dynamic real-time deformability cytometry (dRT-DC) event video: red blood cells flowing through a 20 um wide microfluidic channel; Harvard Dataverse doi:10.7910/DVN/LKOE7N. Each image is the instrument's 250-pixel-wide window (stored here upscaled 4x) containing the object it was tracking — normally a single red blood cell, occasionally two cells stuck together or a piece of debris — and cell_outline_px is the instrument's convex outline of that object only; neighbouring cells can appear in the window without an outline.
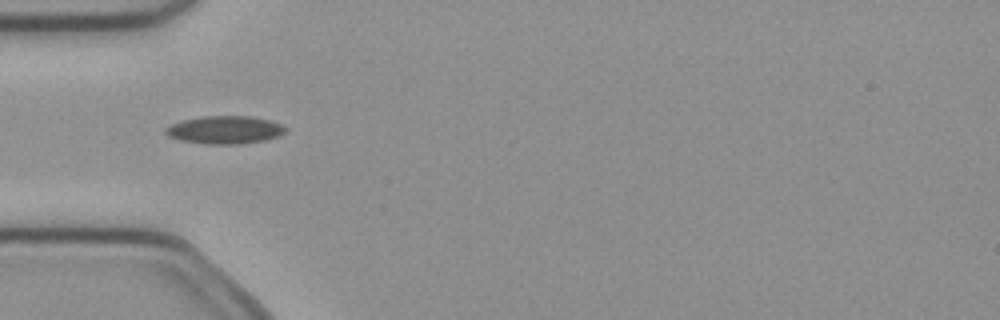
{"species": "common noctule bat (a hibernating species)", "species_latin": "Nyctalus noctula", "temperature_condition": "cold", "stored_images_in_passage": 7, "camera_frame_rate_fps": 3000, "um_per_image_px": 0.085, "animal": {"sex": "female", "body_mass_g": 21.9}, "frame": {"image": 1, "passage_image": 5, "time_ms": 1.333, "image_size_px": [1000, 320], "cell_outline_px": [[288, 128], [280, 136], [264, 140], [240, 144], [204, 144], [180, 140], [168, 136], [164, 132], [164, 128], [172, 124], [184, 120], [204, 116], [252, 116], [268, 120], [280, 124]], "centroid_in_image_um": [19.11, 11.04], "position_along_channel_um": 65.9, "area_um2": 19.48}}
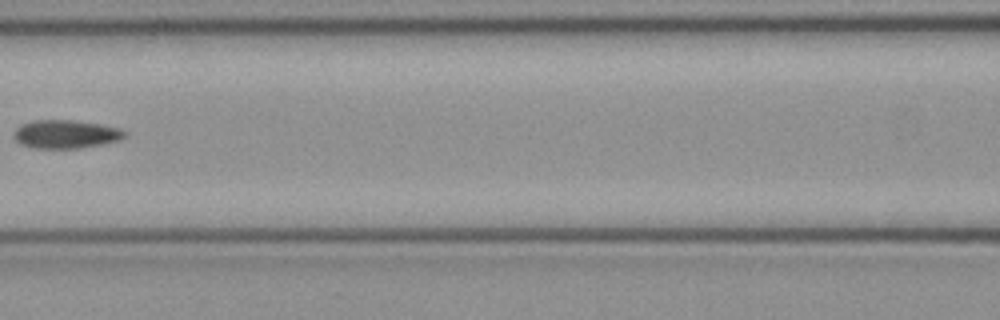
{"frame": {"image": 2, "passage_image": 7, "time_ms": 2.0, "image_size_px": [1000, 320], "cell_outline_px": [[128, 132], [120, 140], [104, 144], [80, 148], [36, 148], [20, 144], [12, 136], [12, 132], [16, 128], [32, 120], [72, 120], [100, 124], [120, 128]], "centroid_in_image_um": [5.59, 11.4], "position_along_channel_um": 161.0, "area_um2": 18.44}}